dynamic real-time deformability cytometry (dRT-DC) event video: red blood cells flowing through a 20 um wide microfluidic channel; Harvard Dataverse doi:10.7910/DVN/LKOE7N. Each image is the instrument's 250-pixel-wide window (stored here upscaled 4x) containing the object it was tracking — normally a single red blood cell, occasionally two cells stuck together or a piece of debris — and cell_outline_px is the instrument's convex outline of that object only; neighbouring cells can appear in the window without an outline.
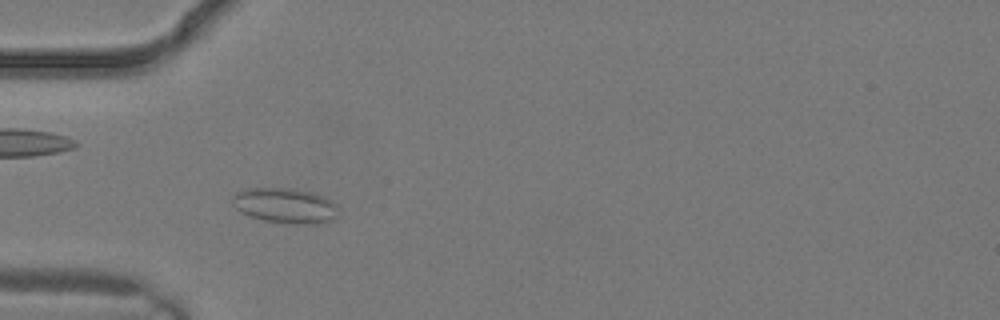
{"species": "common noctule bat (a hibernating species)", "species_latin": "Nyctalus noctula", "temperature_condition": "warm", "stored_images_in_passage": 2, "camera_frame_rate_fps": 3000, "um_per_image_px": 0.085, "animal": {"sex": "male", "body_mass_g": 19.2, "forearm_length_mm": 51.8}, "frame": {"image": 1, "passage_image": 2, "time_ms": 0.333, "image_size_px": [1000, 320], "cell_outline_px": [[336, 216], [332, 220], [316, 224], [296, 224], [264, 220], [248, 216], [240, 212], [232, 204], [232, 196], [236, 192], [244, 188], [292, 188], [312, 192], [336, 204]], "centroid_in_image_um": [24.17, 17.47], "position_along_channel_um": 60.8, "area_um2": 21.68}}